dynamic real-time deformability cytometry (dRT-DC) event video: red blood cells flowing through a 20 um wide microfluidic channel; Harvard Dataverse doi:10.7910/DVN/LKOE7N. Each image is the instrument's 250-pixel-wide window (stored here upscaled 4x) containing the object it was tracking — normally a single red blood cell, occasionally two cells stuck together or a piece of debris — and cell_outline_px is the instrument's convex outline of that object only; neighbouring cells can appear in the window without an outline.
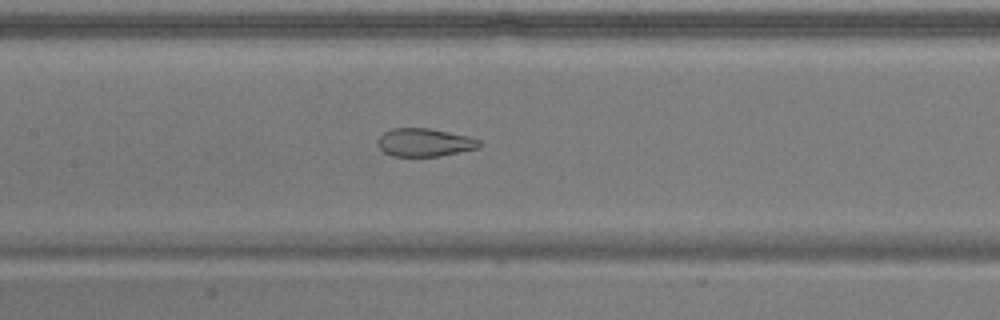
{"species": "common noctule bat (a hibernating species)", "species_latin": "Nyctalus noctula", "temperature_condition": "warm", "stored_images_in_passage": 54, "camera_frame_rate_fps": 3000, "um_per_image_px": 0.085, "animal": {"sex": "male", "body_mass_g": 17.9}, "frame": {"image": 1, "passage_image": 25, "time_ms": 8.0, "image_size_px": [1000, 320], "cell_outline_px": [[484, 144], [480, 148], [440, 156], [392, 156], [384, 152], [376, 144], [376, 140], [384, 132], [392, 128], [428, 128], [468, 136], [480, 140]], "centroid_in_image_um": [36.1, 12.11], "position_along_channel_um": 171.3, "area_um2": 16.82}}
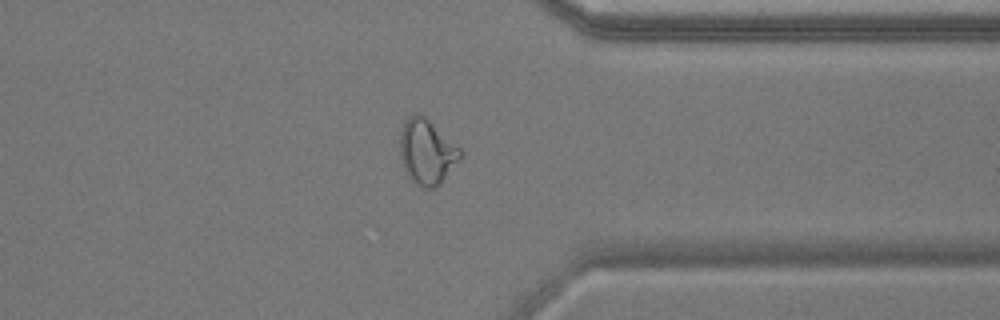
{"frame": {"image": 2, "passage_image": 42, "time_ms": 13.667, "image_size_px": [1000, 320], "cell_outline_px": [[464, 152], [440, 184], [436, 188], [424, 188], [416, 184], [412, 180], [404, 168], [400, 156], [400, 132], [404, 120], [408, 116], [416, 112], [424, 116], [460, 148]], "centroid_in_image_um": [36.26, 12.89], "position_along_channel_um": 375.1, "area_um2": 22.66}}
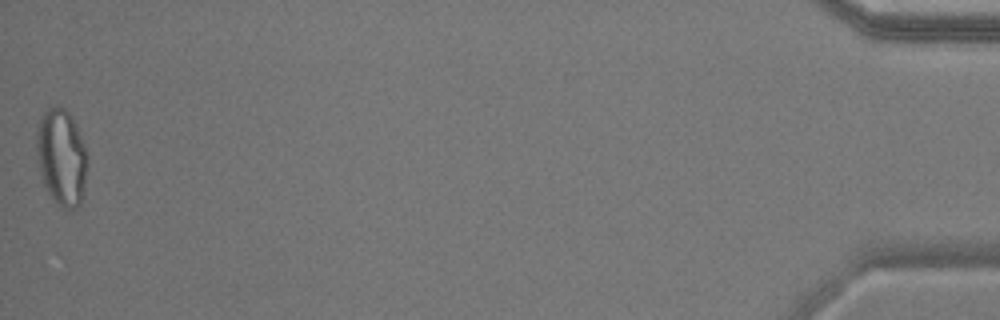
{"frame": {"image": 3, "passage_image": 54, "time_ms": 17.667, "image_size_px": [1000, 320], "cell_outline_px": [[88, 160], [84, 188], [80, 204], [76, 208], [64, 208], [48, 192], [44, 184], [40, 168], [36, 148], [36, 128], [40, 116], [48, 108], [56, 104], [64, 108], [68, 112], [76, 124], [84, 144], [88, 156]], "centroid_in_image_um": [5.24, 13.29], "position_along_channel_um": 430.0, "area_um2": 28.55}, "authors_computed_cell_mechanics": {"area_um2": 22.7154, "velocity_mm_per_s": 3.6993, "shape_relaxation_time_tau1_ms": null, "shape_relaxation_time_tau2_ms": 1.2484, "deformation_change_tau1": null, "deformation_change_tau2": 0.0908}}